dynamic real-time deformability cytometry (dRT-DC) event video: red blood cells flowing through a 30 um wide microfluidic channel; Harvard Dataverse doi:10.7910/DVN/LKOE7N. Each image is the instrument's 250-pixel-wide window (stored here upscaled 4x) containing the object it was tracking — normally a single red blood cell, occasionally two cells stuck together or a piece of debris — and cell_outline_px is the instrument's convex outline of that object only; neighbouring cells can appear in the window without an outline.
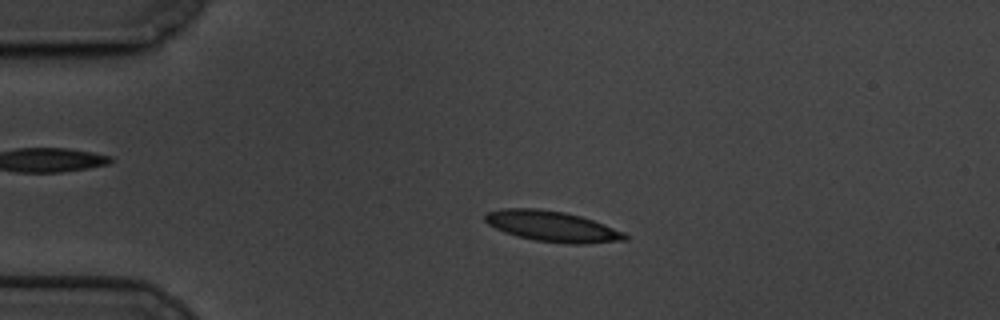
{"species": "common noctule bat (a hibernating species)", "species_latin": "Nyctalus noctula", "temperature_condition": "cold", "stored_images_in_passage": 59, "camera_frame_rate_fps": 3000, "um_per_image_px": 0.085, "animal": {"sex": "male", "body_mass_g": 19.5, "forearm_length_mm": 54.6}, "frame": {"image": 1, "passage_image": 13, "time_ms": 4.0, "image_size_px": [1000, 320], "cell_outline_px": [[628, 240], [584, 244], [568, 244], [536, 240], [516, 236], [504, 232], [488, 224], [484, 220], [484, 216], [488, 212], [504, 208], [536, 208], [564, 212], [580, 216], [604, 224], [624, 232], [628, 236]], "centroid_in_image_um": [46.94, 19.24], "position_along_channel_um": 38.1, "area_um2": 24.91}}
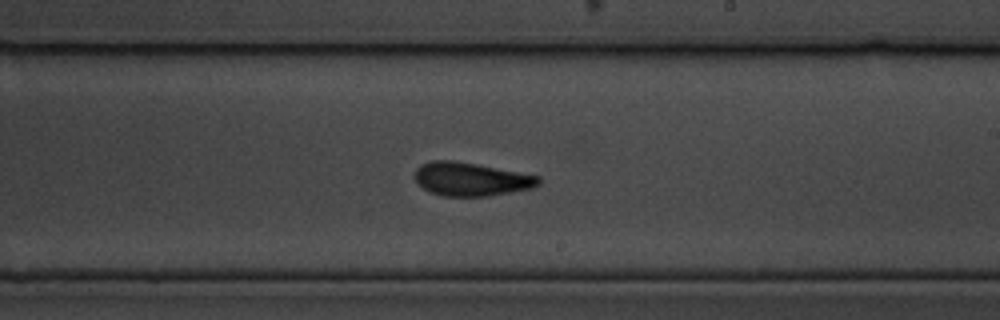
{"frame": {"image": 2, "passage_image": 35, "time_ms": 11.333, "image_size_px": [1000, 320], "cell_outline_px": [[540, 184], [532, 188], [488, 196], [444, 196], [428, 192], [416, 180], [416, 168], [420, 164], [432, 160], [452, 160], [476, 164], [540, 176]], "centroid_in_image_um": [40.03, 15.23], "position_along_channel_um": 249.0, "area_um2": 23.99}}
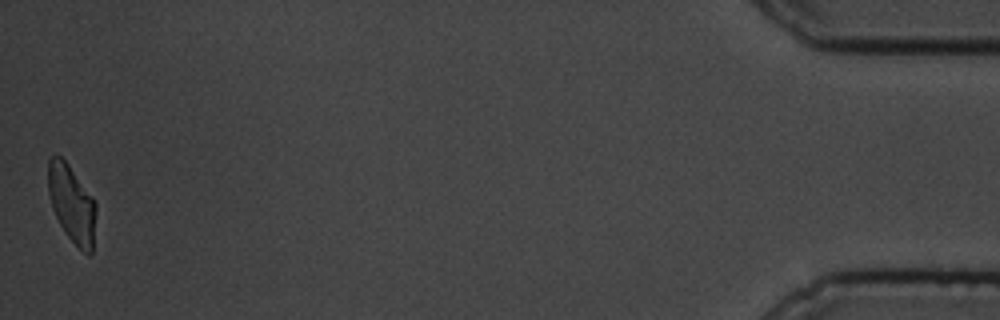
{"frame": {"image": 3, "passage_image": 59, "time_ms": 19.333, "image_size_px": [1000, 320], "cell_outline_px": [[96, 208], [92, 252], [88, 256], [68, 236], [60, 224], [52, 208], [48, 192], [48, 160], [56, 152], [68, 164], [96, 200]], "centroid_in_image_um": [6.1, 17.28], "position_along_channel_um": 429.1, "area_um2": 21.56}, "authors_computed_cell_mechanics": {"area_um2": 23.5824, "velocity_mm_per_s": 3.3624, "shape_relaxation_time_tau1_ms": 4.4855, "shape_relaxation_time_tau2_ms": 2.8827, "deformation_change_tau1": 0.1527, "deformation_change_tau2": 0.0995}}